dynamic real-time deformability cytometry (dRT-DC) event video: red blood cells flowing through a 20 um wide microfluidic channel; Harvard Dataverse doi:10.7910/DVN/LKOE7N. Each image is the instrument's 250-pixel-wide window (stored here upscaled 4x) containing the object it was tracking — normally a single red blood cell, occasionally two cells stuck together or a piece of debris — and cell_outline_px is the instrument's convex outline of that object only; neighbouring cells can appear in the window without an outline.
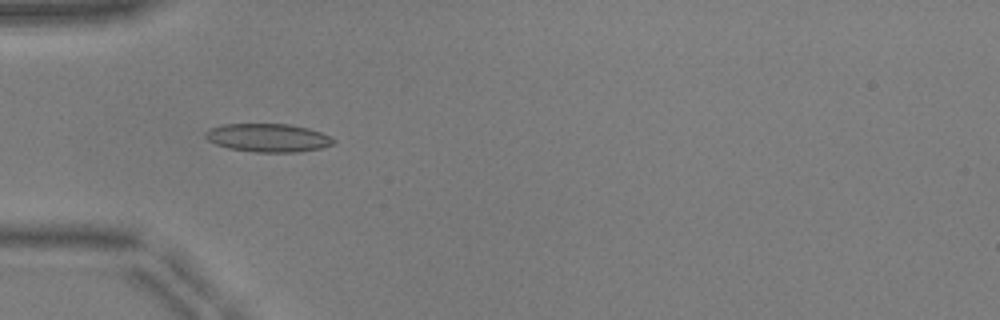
{"species": "common noctule bat (a hibernating species)", "species_latin": "Nyctalus noctula", "temperature_condition": "warm", "stored_images_in_passage": 52, "camera_frame_rate_fps": 3000, "um_per_image_px": 0.085, "animal": {"sex": "male", "body_mass_g": 17.9, "forearm_length_mm": 54.2}, "frame": {"image": 1, "passage_image": 17, "time_ms": 5.333, "image_size_px": [1000, 320], "cell_outline_px": [[336, 140], [332, 144], [320, 148], [300, 152], [256, 152], [228, 148], [216, 144], [208, 140], [204, 136], [204, 132], [212, 128], [224, 124], [288, 124], [308, 128], [320, 132]], "centroid_in_image_um": [22.77, 11.71], "position_along_channel_um": 62.2, "area_um2": 20.98}}
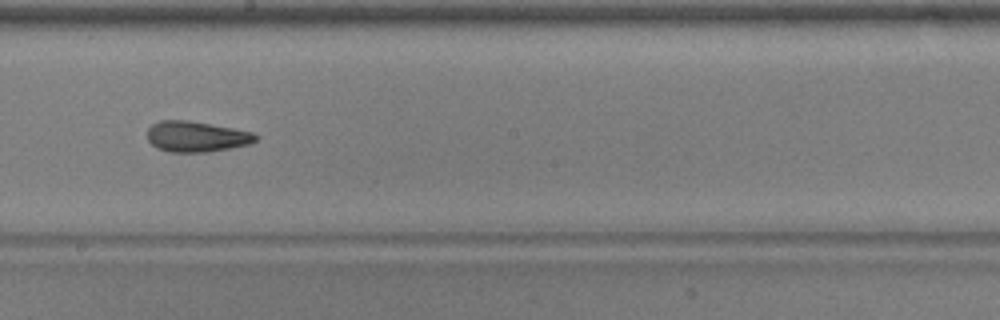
{"frame": {"image": 2, "passage_image": 30, "time_ms": 9.667, "image_size_px": [1000, 320], "cell_outline_px": [[256, 140], [248, 144], [208, 152], [168, 152], [156, 148], [148, 140], [148, 128], [152, 124], [160, 120], [188, 120], [232, 128], [252, 132], [256, 136]], "centroid_in_image_um": [16.63, 11.61], "position_along_channel_um": 231.6, "area_um2": 19.19}}
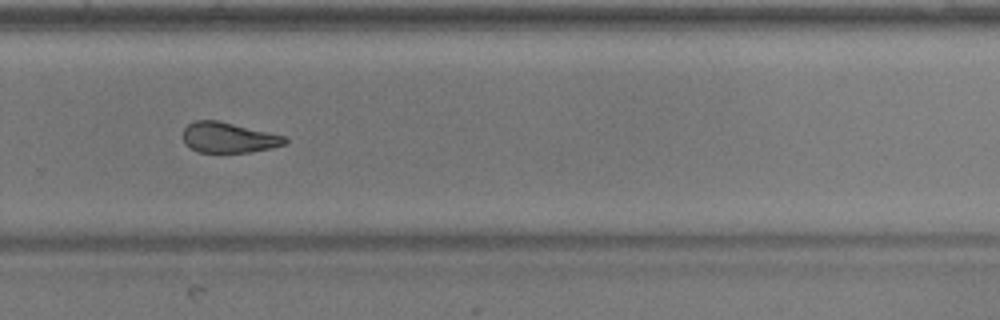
{"frame": {"image": 3, "passage_image": 36, "time_ms": 11.667, "image_size_px": [1000, 320], "cell_outline_px": [[288, 140], [284, 144], [272, 148], [252, 152], [200, 152], [184, 144], [184, 128], [188, 124], [196, 120], [216, 120], [284, 136]], "centroid_in_image_um": [19.41, 11.7], "position_along_channel_um": 310.4, "area_um2": 17.74}, "authors_computed_cell_mechanics": {"area_um2": 19.6809, "velocity_mm_per_s": 3.9544, "shape_relaxation_time_tau1_ms": null, "shape_relaxation_time_tau2_ms": 2.3773, "deformation_change_tau1": null, "deformation_change_tau2": 0.0981}}